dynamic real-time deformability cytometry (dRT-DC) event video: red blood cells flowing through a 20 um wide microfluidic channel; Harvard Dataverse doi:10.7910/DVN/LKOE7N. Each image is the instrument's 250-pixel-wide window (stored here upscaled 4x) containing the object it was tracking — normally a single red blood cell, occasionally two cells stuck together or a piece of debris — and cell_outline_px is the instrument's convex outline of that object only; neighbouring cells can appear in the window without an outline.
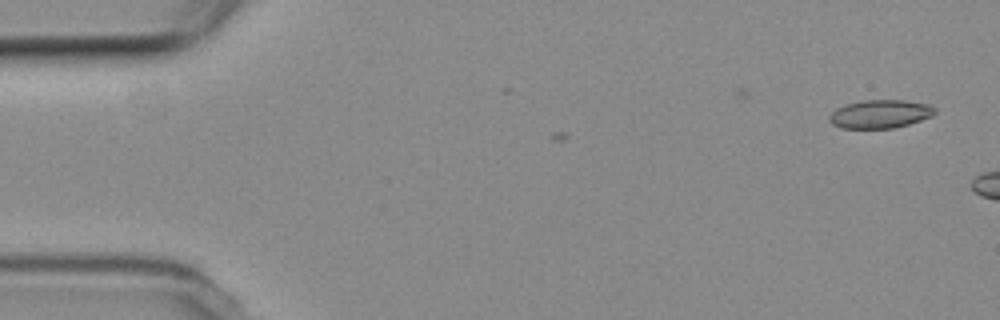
{"species": "common noctule bat (a hibernating species)", "species_latin": "Nyctalus noctula", "temperature_condition": "room temperature", "stored_images_in_passage": 6, "camera_frame_rate_fps": 3000, "um_per_image_px": 0.085, "animal": {"sex": "female", "body_mass_g": 19.3, "forearm_length_mm": 54.1}, "frame": {"image": 1, "passage_image": 1, "time_ms": 0.0, "image_size_px": [1000, 320], "cell_outline_px": [[936, 112], [932, 116], [908, 124], [892, 128], [840, 128], [832, 124], [828, 120], [828, 116], [836, 108], [844, 104], [864, 100], [904, 100], [928, 104], [936, 108]], "centroid_in_image_um": [74.78, 9.68], "position_along_channel_um": 10.2, "area_um2": 17.51}}